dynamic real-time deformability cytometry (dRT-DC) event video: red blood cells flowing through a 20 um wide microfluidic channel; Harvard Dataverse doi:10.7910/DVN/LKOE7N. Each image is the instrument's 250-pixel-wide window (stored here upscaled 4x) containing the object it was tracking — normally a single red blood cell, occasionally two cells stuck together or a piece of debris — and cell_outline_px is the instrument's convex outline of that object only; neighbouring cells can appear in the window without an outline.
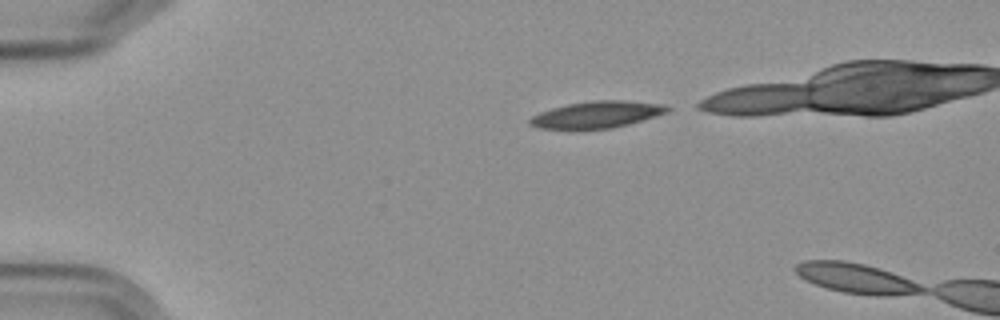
{"species": "Egyptian fruit bat (a non-hibernating species)", "species_latin": "Rousettus aegyptiacus", "temperature_condition": "cold", "stored_images_in_passage": 2, "camera_frame_rate_fps": 3000, "um_per_image_px": 0.085, "frame": {"image": 1, "passage_image": 1, "time_ms": 0.0, "image_size_px": [1000, 320], "cell_outline_px": [[672, 108], [668, 112], [656, 116], [628, 124], [612, 128], [540, 128], [528, 124], [528, 120], [532, 116], [540, 112], [552, 108], [568, 104], [592, 100], [624, 100], [660, 104]], "centroid_in_image_um": [50.74, 9.72], "position_along_channel_um": 34.3, "area_um2": 21.1}}